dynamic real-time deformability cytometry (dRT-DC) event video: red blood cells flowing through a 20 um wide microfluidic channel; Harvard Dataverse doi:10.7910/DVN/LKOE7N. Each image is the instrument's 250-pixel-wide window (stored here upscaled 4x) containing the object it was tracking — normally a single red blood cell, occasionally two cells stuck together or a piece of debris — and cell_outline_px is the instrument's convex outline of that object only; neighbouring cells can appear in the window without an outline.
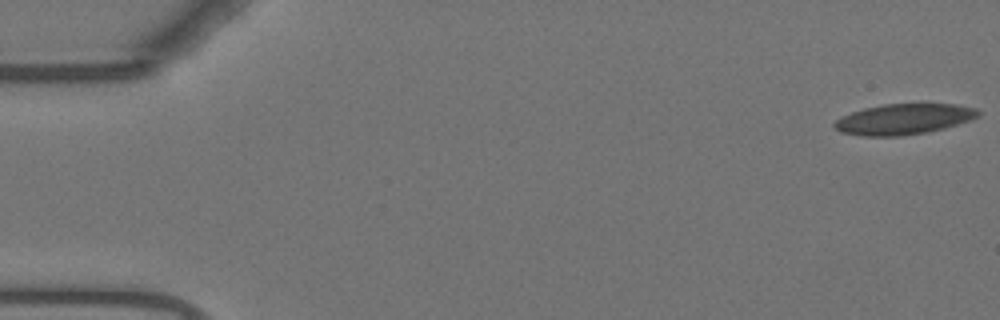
{"species": "Egyptian fruit bat (a non-hibernating species)", "species_latin": "Rousettus aegyptiacus", "temperature_condition": "warm", "stored_images_in_passage": 55, "camera_frame_rate_fps": 3000, "um_per_image_px": 0.085, "animal": {"sex": "female"}, "frame": {"image": 1, "passage_image": 1, "time_ms": 0.0, "image_size_px": [1000, 320], "cell_outline_px": [[980, 116], [944, 128], [924, 132], [900, 136], [864, 136], [840, 132], [832, 124], [836, 120], [852, 112], [864, 108], [884, 104], [924, 100], [956, 104], [976, 108], [980, 112]], "centroid_in_image_um": [76.87, 10.07], "position_along_channel_um": 8.1, "area_um2": 26.41}}
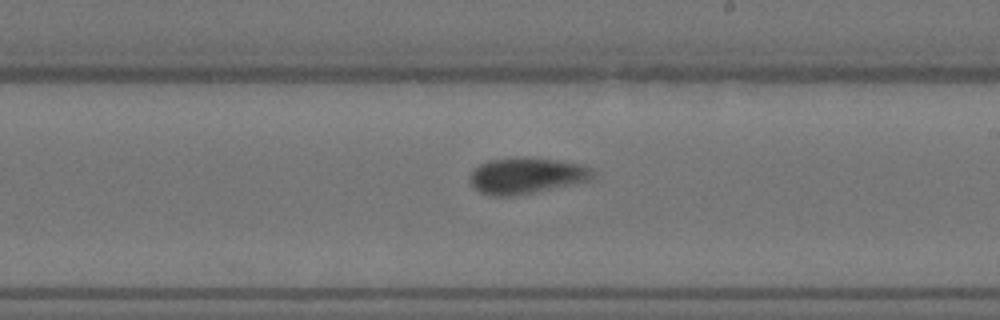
{"frame": {"image": 2, "passage_image": 32, "time_ms": 10.333, "image_size_px": [1000, 320], "cell_outline_px": [[592, 176], [588, 180], [572, 184], [516, 196], [492, 196], [480, 192], [472, 188], [468, 180], [472, 172], [480, 164], [488, 160], [516, 156], [556, 160], [584, 164], [592, 168]], "centroid_in_image_um": [44.69, 14.92], "position_along_channel_um": 244.3, "area_um2": 26.01}}
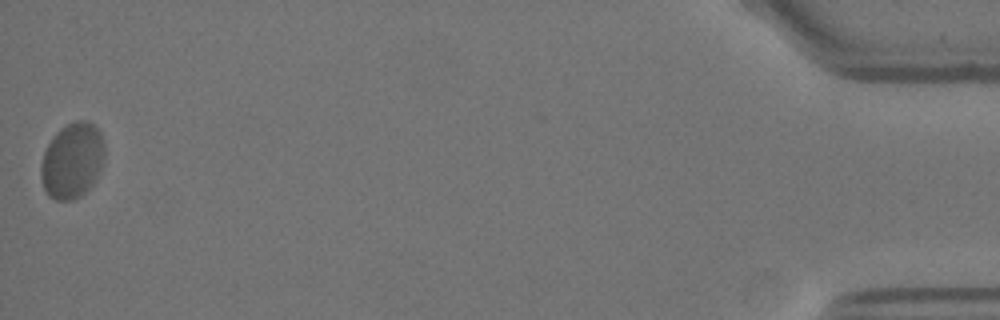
{"frame": {"image": 3, "passage_image": 55, "time_ms": 18.0, "image_size_px": [1000, 320], "cell_outline_px": [[104, 164], [96, 180], [80, 196], [72, 200], [56, 200], [48, 196], [44, 188], [40, 176], [40, 164], [44, 152], [52, 136], [60, 128], [76, 120], [88, 120], [100, 132], [104, 140]], "centroid_in_image_um": [6.14, 13.64], "position_along_channel_um": 429.1, "area_um2": 28.38}, "authors_computed_cell_mechanics": {"area_um2": 26.01, "velocity_mm_per_s": 3.6579, "shape_relaxation_time_tau1_ms": 11.0827, "shape_relaxation_time_tau2_ms": 0.712, "deformation_change_tau1": 0.2583, "deformation_change_tau2": 0.0344}}